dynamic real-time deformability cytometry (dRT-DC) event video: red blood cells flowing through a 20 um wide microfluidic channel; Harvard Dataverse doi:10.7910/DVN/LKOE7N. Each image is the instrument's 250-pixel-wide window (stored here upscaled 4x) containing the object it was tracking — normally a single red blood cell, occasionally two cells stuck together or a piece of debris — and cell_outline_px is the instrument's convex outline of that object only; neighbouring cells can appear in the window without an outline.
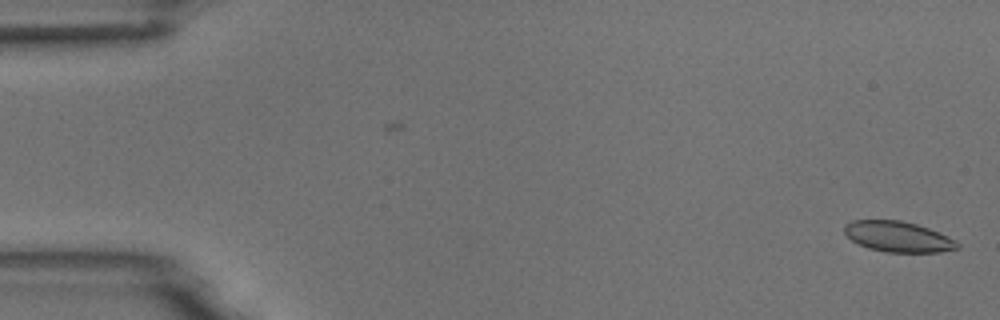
{"species": "common noctule bat (a hibernating species)", "species_latin": "Nyctalus noctula", "temperature_condition": "room temperature", "stored_images_in_passage": 55, "camera_frame_rate_fps": 3000, "um_per_image_px": 0.085, "animal": {"sex": "male", "body_mass_g": 18.8}, "frame": {"image": 1, "passage_image": 1, "time_ms": 0.0, "image_size_px": [1000, 320], "cell_outline_px": [[960, 248], [940, 252], [884, 252], [868, 248], [852, 240], [844, 232], [844, 224], [852, 220], [900, 220], [916, 224], [928, 228], [948, 236], [956, 240], [960, 244]], "centroid_in_image_um": [76.35, 20.12], "position_along_channel_um": 8.7, "area_um2": 20.17}}
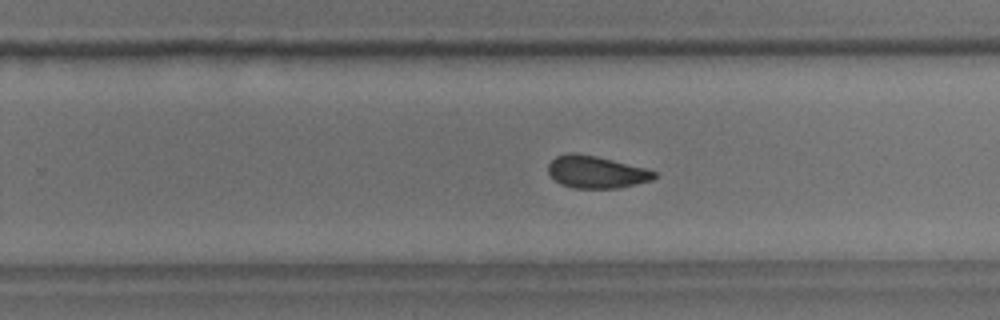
{"frame": {"image": 2, "passage_image": 34, "time_ms": 11.0, "image_size_px": [1000, 320], "cell_outline_px": [[656, 176], [652, 180], [636, 184], [616, 188], [572, 188], [560, 184], [548, 172], [548, 164], [556, 156], [568, 152], [576, 152], [596, 156], [644, 168], [656, 172]], "centroid_in_image_um": [50.64, 14.62], "position_along_channel_um": 279.2, "area_um2": 19.83}}
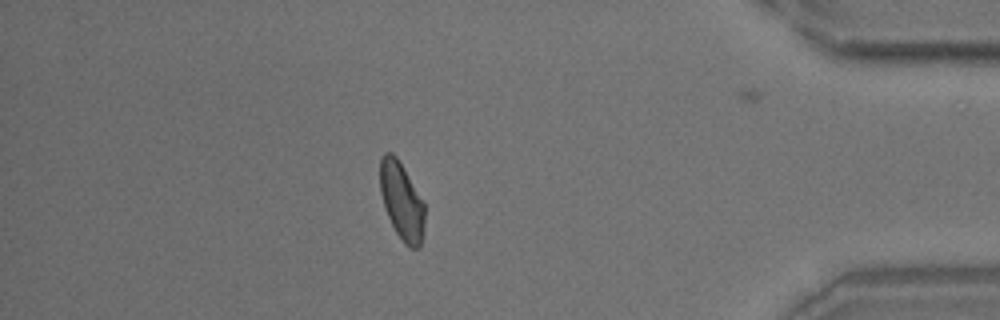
{"frame": {"image": 3, "passage_image": 47, "time_ms": 15.333, "image_size_px": [1000, 320], "cell_outline_px": [[424, 224], [420, 248], [408, 248], [404, 244], [396, 232], [384, 208], [380, 192], [380, 156], [384, 152], [392, 152], [396, 156], [424, 204]], "centroid_in_image_um": [34.11, 17.1], "position_along_channel_um": 401.1, "area_um2": 19.94}, "authors_computed_cell_mechanics": {"area_um2": 20.7502, "velocity_mm_per_s": 3.7089, "shape_relaxation_time_tau1_ms": 3.706, "shape_relaxation_time_tau2_ms": 1.4643, "deformation_change_tau1": 0.0896, "deformation_change_tau2": 0.0597}}